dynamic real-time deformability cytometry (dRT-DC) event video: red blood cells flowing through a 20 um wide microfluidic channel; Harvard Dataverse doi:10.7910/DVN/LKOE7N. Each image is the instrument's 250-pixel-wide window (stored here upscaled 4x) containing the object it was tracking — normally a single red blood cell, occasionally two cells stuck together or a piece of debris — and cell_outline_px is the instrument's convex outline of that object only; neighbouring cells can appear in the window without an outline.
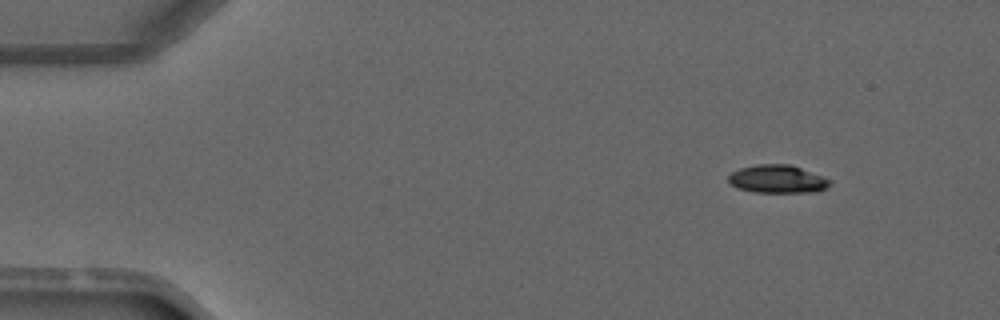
{"species": "common noctule bat (a hibernating species)", "species_latin": "Nyctalus noctula", "temperature_condition": "warm", "stored_images_in_passage": 5, "camera_frame_rate_fps": 3000, "um_per_image_px": 0.085, "animal": {"sex": "male", "forearm_length_mm": 52.5}, "frame": {"image": 1, "passage_image": 1, "time_ms": 0.0, "image_size_px": [1000, 320], "cell_outline_px": [[832, 180], [828, 188], [816, 192], [752, 192], [740, 188], [732, 184], [728, 180], [728, 176], [732, 172], [740, 168], [756, 164], [788, 164], [800, 168]], "centroid_in_image_um": [66.1, 15.22], "position_along_channel_um": 18.9, "area_um2": 16.47}}
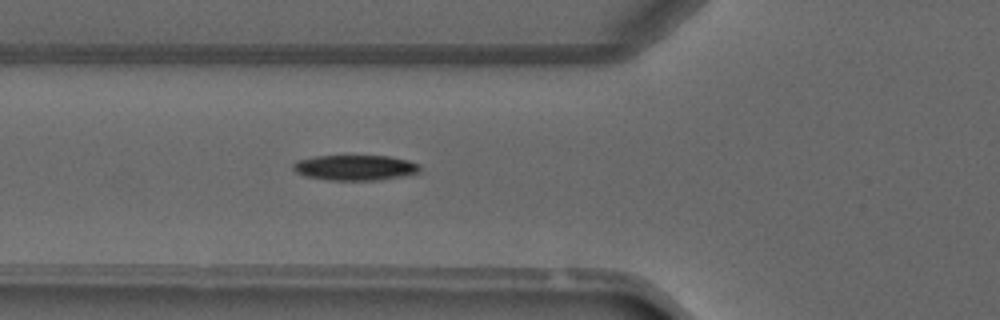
{"frame": {"image": 2, "passage_image": 4, "time_ms": 3.667, "image_size_px": [1000, 320], "cell_outline_px": [[420, 172], [412, 176], [384, 180], [328, 180], [304, 176], [296, 172], [292, 168], [292, 164], [296, 160], [312, 156], [388, 156], [408, 160], [420, 164]], "centroid_in_image_um": [30.23, 14.26], "position_along_channel_um": 95.6, "area_um2": 19.25}}